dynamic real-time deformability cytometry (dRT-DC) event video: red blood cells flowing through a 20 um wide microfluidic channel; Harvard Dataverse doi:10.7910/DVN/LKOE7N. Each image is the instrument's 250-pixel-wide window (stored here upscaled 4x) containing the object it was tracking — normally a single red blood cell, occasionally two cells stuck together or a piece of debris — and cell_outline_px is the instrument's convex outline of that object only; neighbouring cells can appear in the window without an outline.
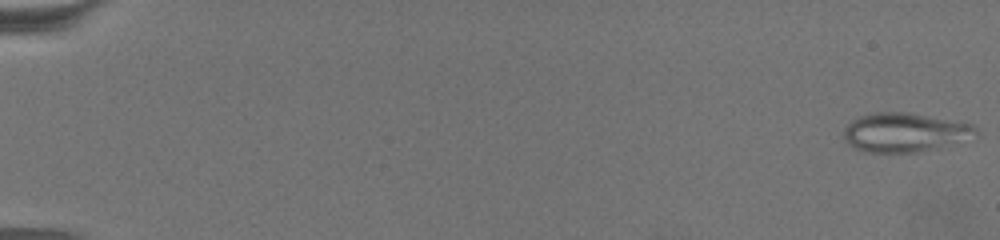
{"species": "common noctule bat (a hibernating species)", "species_latin": "Nyctalus noctula", "temperature_condition": "warm", "stored_images_in_passage": 55, "camera_frame_rate_fps": 3000, "um_per_image_px": 0.085, "animal": {"sex": "female", "body_mass_g": 19.5, "forearm_length_mm": 54.1}, "frame": {"image": 1, "passage_image": 1, "time_ms": 0.0, "image_size_px": [1000, 240], "cell_outline_px": [[976, 140], [916, 152], [864, 152], [848, 144], [844, 140], [844, 128], [852, 120], [860, 116], [872, 112], [912, 112], [972, 124], [976, 128]], "centroid_in_image_um": [76.96, 11.25], "position_along_channel_um": 8.0, "area_um2": 30.58}}
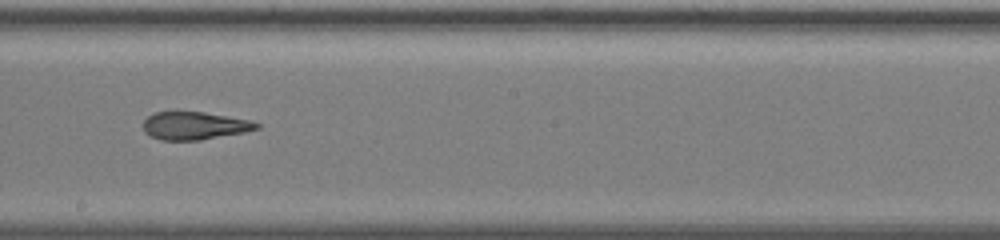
{"frame": {"image": 2, "passage_image": 32, "time_ms": 10.333, "image_size_px": [1000, 240], "cell_outline_px": [[260, 128], [244, 132], [200, 140], [160, 140], [144, 132], [144, 120], [148, 116], [156, 112], [204, 112], [248, 120], [260, 124]], "centroid_in_image_um": [16.52, 10.69], "position_along_channel_um": 231.7, "area_um2": 18.15}}
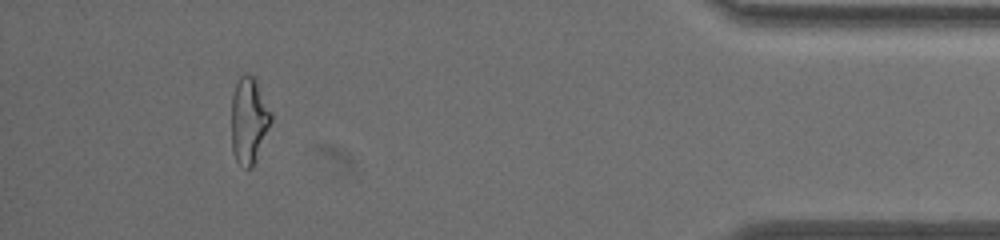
{"frame": {"image": 3, "passage_image": 50, "time_ms": 16.333, "image_size_px": [1000, 240], "cell_outline_px": [[272, 120], [252, 168], [248, 168], [236, 160], [232, 152], [232, 96], [236, 84], [240, 76], [252, 76], [256, 80], [272, 112]], "centroid_in_image_um": [21.16, 10.23], "position_along_channel_um": 414.0, "area_um2": 19.54}, "authors_computed_cell_mechanics": {"area_um2": 21.0392, "velocity_mm_per_s": 4.7558, "shape_relaxation_time_tau1_ms": 6.2057, "shape_relaxation_time_tau2_ms": 1.4535, "deformation_change_tau1": 0.2581, "deformation_change_tau2": 0.1248}}